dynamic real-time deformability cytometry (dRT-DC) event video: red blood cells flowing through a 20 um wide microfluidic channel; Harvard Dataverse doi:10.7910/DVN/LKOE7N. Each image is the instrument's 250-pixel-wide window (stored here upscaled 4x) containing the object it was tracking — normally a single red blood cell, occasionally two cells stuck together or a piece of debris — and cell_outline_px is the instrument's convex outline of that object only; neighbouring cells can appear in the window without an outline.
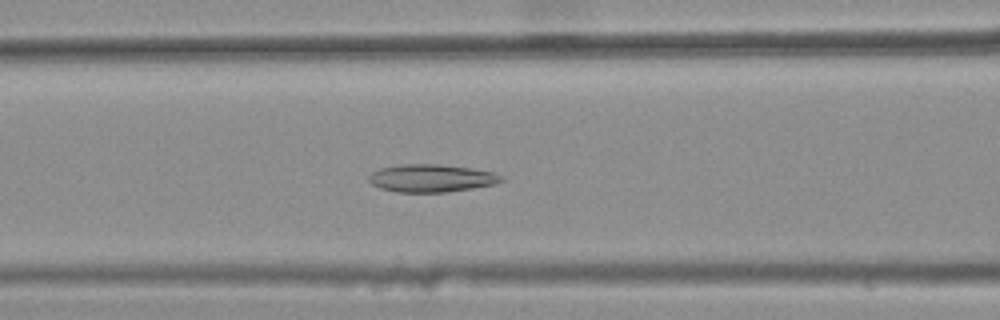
{"species": "common noctule bat (a hibernating species)", "species_latin": "Nyctalus noctula", "temperature_condition": "warm", "stored_images_in_passage": 43, "camera_frame_rate_fps": 3000, "um_per_image_px": 0.085, "animal": {"sex": "female", "body_mass_g": 25.1}, "frame": {"image": 1, "passage_image": 21, "time_ms": 6.667, "image_size_px": [1000, 320], "cell_outline_px": [[504, 180], [492, 184], [472, 188], [448, 192], [396, 192], [380, 188], [372, 184], [368, 180], [368, 176], [372, 172], [380, 168], [400, 164], [436, 164], [472, 168], [496, 172], [504, 176]], "centroid_in_image_um": [36.67, 15.14], "position_along_channel_um": 129.9, "area_um2": 21.5}}
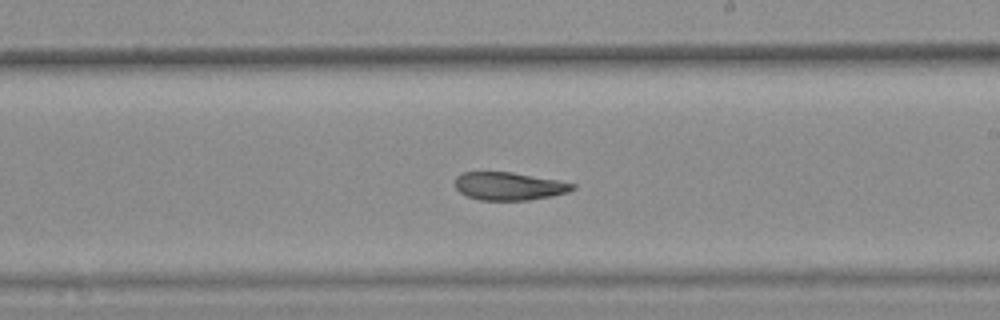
{"frame": {"image": 2, "passage_image": 30, "time_ms": 9.667, "image_size_px": [1000, 320], "cell_outline_px": [[576, 188], [568, 192], [552, 196], [528, 200], [480, 200], [468, 196], [460, 192], [456, 188], [456, 176], [464, 172], [512, 172], [556, 180], [576, 184]], "centroid_in_image_um": [43.28, 15.82], "position_along_channel_um": 245.7, "area_um2": 19.02}}
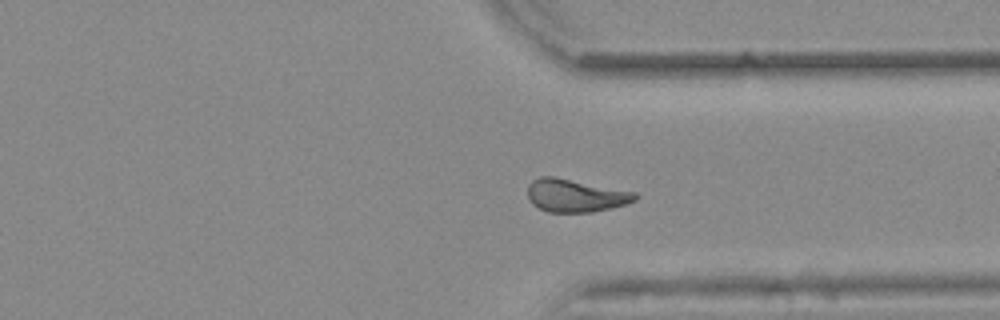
{"frame": {"image": 3, "passage_image": 39, "time_ms": 12.667, "image_size_px": [1000, 320], "cell_outline_px": [[640, 196], [636, 200], [624, 204], [592, 212], [548, 212], [532, 204], [528, 200], [528, 184], [532, 180], [540, 176], [552, 176], [636, 192]], "centroid_in_image_um": [48.89, 16.61], "position_along_channel_um": 362.5, "area_um2": 20.52}, "authors_computed_cell_mechanics": {"area_um2": 21.0392, "velocity_mm_per_s": 3.8737, "shape_relaxation_time_tau1_ms": null, "shape_relaxation_time_tau2_ms": 4.0632, "deformation_change_tau1": null, "deformation_change_tau2": 0.1176}}